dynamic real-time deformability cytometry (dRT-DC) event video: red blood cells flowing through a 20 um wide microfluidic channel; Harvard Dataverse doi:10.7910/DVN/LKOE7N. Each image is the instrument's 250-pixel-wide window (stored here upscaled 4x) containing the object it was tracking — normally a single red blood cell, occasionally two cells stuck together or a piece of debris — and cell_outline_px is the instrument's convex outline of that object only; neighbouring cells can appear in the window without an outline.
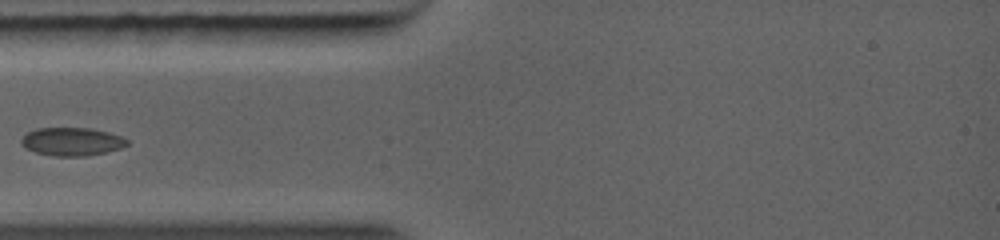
{"species": "common noctule bat (a hibernating species)", "species_latin": "Nyctalus noctula", "temperature_condition": "warm", "stored_images_in_passage": 20, "camera_frame_rate_fps": 5000, "um_per_image_px": 0.085, "animal": {"sex": "female", "body_mass_g": 19.0, "forearm_length_mm": 56.7}, "frame": {"image": 1, "passage_image": 1, "time_ms": 0.0, "image_size_px": [1000, 240], "cell_outline_px": [[124, 144], [116, 148], [100, 152], [76, 156], [56, 156], [40, 152], [28, 148], [24, 144], [24, 136], [28, 132], [40, 128], [84, 128], [104, 132], [120, 136], [124, 140]], "centroid_in_image_um": [6.04, 12.01], "position_along_channel_um": 79.0, "area_um2": 15.95}}
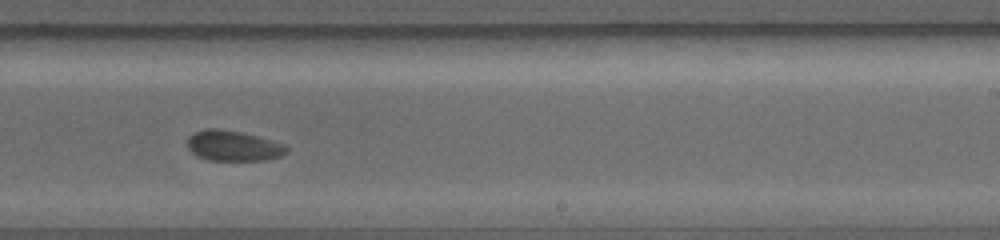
{"frame": {"image": 2, "passage_image": 11, "time_ms": 4.0, "image_size_px": [1000, 240], "cell_outline_px": [[284, 148], [276, 156], [260, 160], [212, 160], [196, 152], [188, 144], [188, 140], [196, 132], [208, 128], [220, 128], [240, 132], [264, 140]], "centroid_in_image_um": [19.69, 12.37], "position_along_channel_um": 269.3, "area_um2": 15.72}}
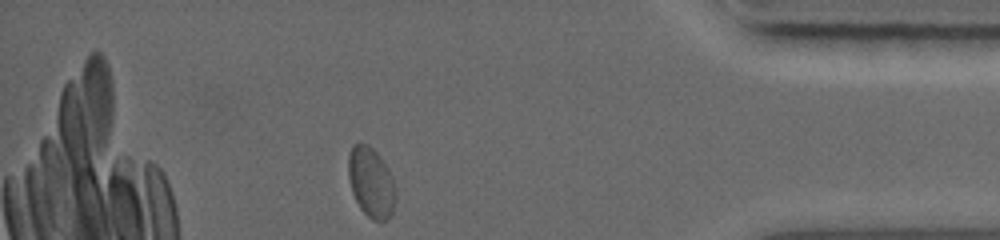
{"frame": {"image": 3, "passage_image": 20, "time_ms": 7.6, "image_size_px": [1000, 240], "cell_outline_px": [[392, 212], [384, 220], [372, 220], [360, 208], [352, 192], [348, 176], [348, 156], [352, 144], [364, 144], [372, 148], [376, 152], [384, 164], [392, 180]], "centroid_in_image_um": [31.45, 15.47], "position_along_channel_um": 403.7, "area_um2": 18.32}}